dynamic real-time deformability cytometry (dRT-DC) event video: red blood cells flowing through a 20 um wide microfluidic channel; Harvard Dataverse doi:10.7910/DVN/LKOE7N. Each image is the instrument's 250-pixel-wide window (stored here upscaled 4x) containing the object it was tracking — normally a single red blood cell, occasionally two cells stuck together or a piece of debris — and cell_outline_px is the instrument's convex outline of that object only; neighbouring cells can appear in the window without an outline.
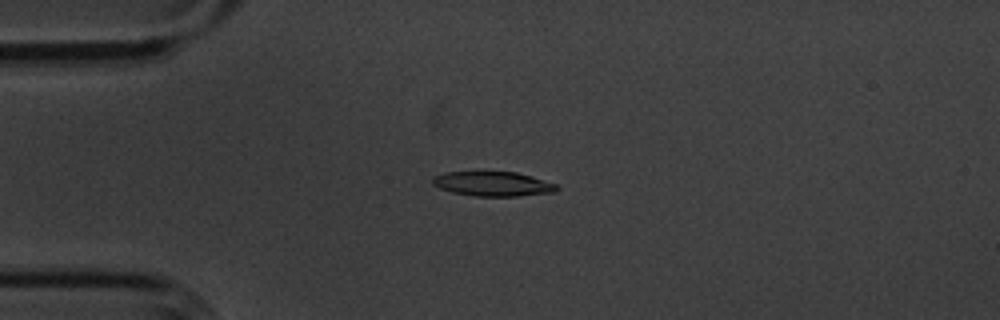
{"species": "common noctule bat (a hibernating species)", "species_latin": "Nyctalus noctula", "temperature_condition": "cold", "stored_images_in_passage": 57, "camera_frame_rate_fps": 3000, "um_per_image_px": 0.085, "animal": {"sex": "male", "body_mass_g": 20.1, "forearm_length_mm": 53.5}, "frame": {"image": 1, "passage_image": 14, "time_ms": 4.333, "image_size_px": [1000, 320], "cell_outline_px": [[560, 188], [556, 192], [516, 196], [476, 196], [452, 192], [440, 188], [432, 184], [432, 176], [444, 172], [516, 172], [532, 176], [556, 184]], "centroid_in_image_um": [41.9, 15.63], "position_along_channel_um": 43.1, "area_um2": 17.8}}
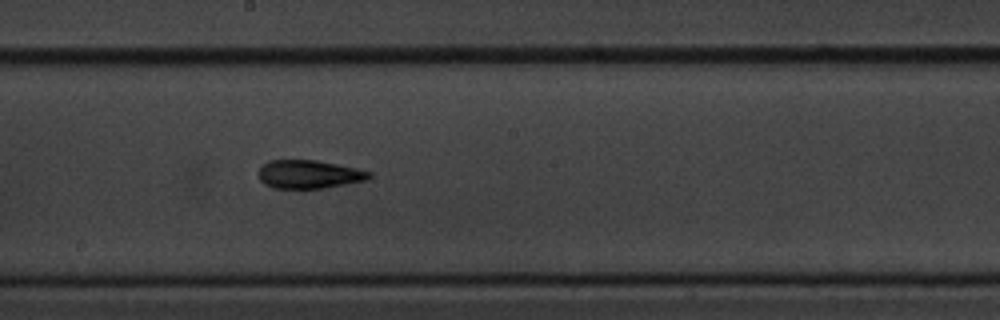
{"frame": {"image": 2, "passage_image": 31, "time_ms": 10.0, "image_size_px": [1000, 320], "cell_outline_px": [[372, 176], [364, 180], [324, 188], [272, 188], [264, 184], [260, 180], [256, 172], [268, 160], [316, 160], [356, 168], [372, 172]], "centroid_in_image_um": [26.21, 14.81], "position_along_channel_um": 222.0, "area_um2": 18.26}}
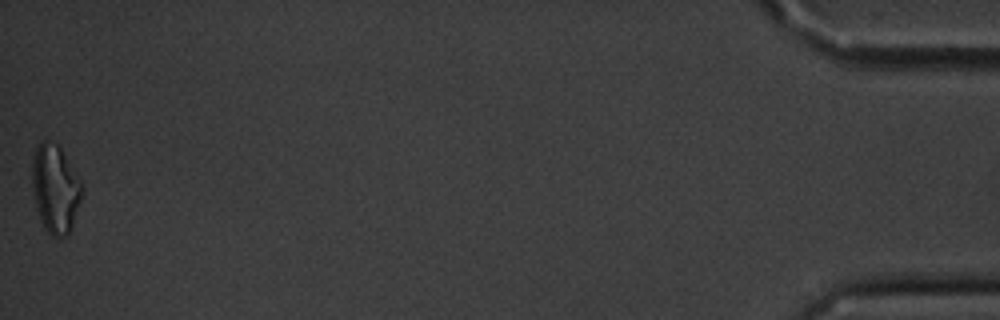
{"frame": {"image": 3, "passage_image": 57, "time_ms": 18.667, "image_size_px": [1000, 320], "cell_outline_px": [[84, 192], [72, 228], [68, 236], [60, 240], [52, 236], [44, 228], [40, 220], [36, 208], [32, 188], [32, 160], [36, 148], [40, 140], [48, 140], [60, 144], [84, 184]], "centroid_in_image_um": [4.74, 16.04], "position_along_channel_um": 430.5, "area_um2": 26.76}, "authors_computed_cell_mechanics": {"area_um2": 18.0914, "velocity_mm_per_s": 3.5055, "shape_relaxation_time_tau1_ms": 6.5884, "shape_relaxation_time_tau2_ms": 5.0718, "deformation_change_tau1": 0.1696, "deformation_change_tau2": 0.138}}